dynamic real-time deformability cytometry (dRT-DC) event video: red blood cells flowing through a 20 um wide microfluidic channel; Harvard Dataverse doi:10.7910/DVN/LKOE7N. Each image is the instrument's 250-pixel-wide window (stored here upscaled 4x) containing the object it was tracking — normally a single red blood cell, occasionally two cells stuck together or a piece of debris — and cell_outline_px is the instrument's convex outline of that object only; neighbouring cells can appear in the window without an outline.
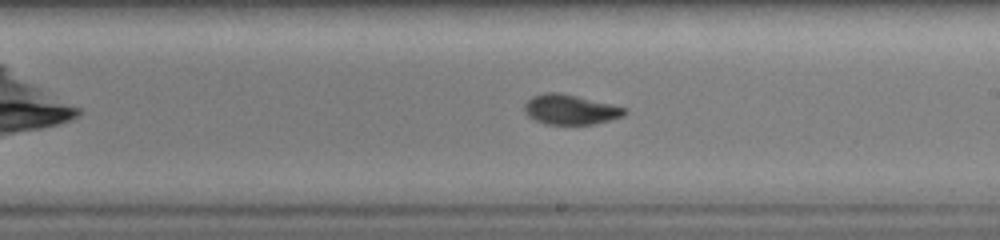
{"species": "common noctule bat (a hibernating species)", "species_latin": "Nyctalus noctula", "temperature_condition": "warm", "stored_images_in_passage": 35, "camera_frame_rate_fps": 3000, "um_per_image_px": 0.085, "animal": {"sex": "female", "body_mass_g": 19.0, "forearm_length_mm": 51.5}, "frame": {"image": 1, "passage_image": 18, "time_ms": 5.667, "image_size_px": [1000, 240], "cell_outline_px": [[628, 112], [624, 116], [596, 124], [544, 124], [528, 116], [524, 112], [524, 104], [532, 96], [544, 92], [560, 92], [612, 104], [628, 108]], "centroid_in_image_um": [48.5, 9.31], "position_along_channel_um": 240.5, "area_um2": 17.69}}
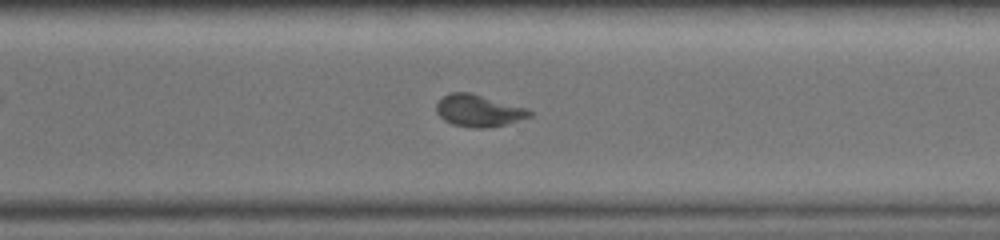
{"frame": {"image": 2, "passage_image": 24, "time_ms": 7.667, "image_size_px": [1000, 240], "cell_outline_px": [[532, 116], [504, 124], [484, 128], [472, 128], [452, 124], [444, 120], [436, 112], [436, 104], [444, 96], [452, 92], [472, 92], [528, 108], [532, 112]], "centroid_in_image_um": [40.69, 9.39], "position_along_channel_um": 329.9, "area_um2": 17.4}}
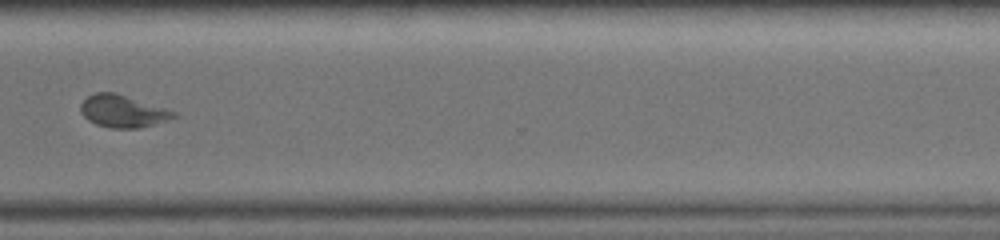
{"frame": {"image": 3, "passage_image": 26, "time_ms": 8.333, "image_size_px": [1000, 240], "cell_outline_px": [[176, 116], [140, 128], [112, 128], [96, 124], [88, 120], [84, 116], [80, 108], [80, 104], [88, 96], [96, 92], [116, 92], [176, 112]], "centroid_in_image_um": [10.38, 9.44], "position_along_channel_um": 360.2, "area_um2": 17.17}}